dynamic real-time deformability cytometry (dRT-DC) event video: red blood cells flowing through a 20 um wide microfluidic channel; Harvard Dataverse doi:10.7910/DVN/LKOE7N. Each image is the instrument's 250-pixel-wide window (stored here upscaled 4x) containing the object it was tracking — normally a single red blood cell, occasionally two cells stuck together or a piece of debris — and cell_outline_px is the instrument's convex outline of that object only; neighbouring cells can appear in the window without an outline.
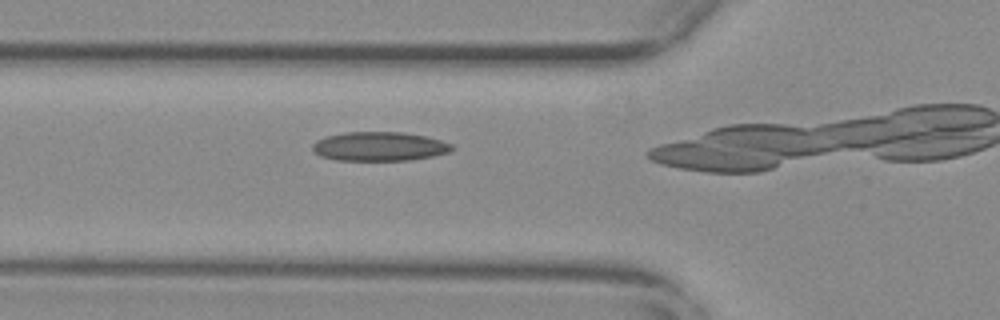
{"species": "common noctule bat (a hibernating species)", "species_latin": "Nyctalus noctula", "temperature_condition": "warm", "stored_images_in_passage": 13, "camera_frame_rate_fps": 3000, "um_per_image_px": 0.085, "animal": {"sex": "female", "body_mass_g": 29.2, "forearm_length_mm": 56.3}, "frame": {"image": 1, "passage_image": 10, "time_ms": 3.0, "image_size_px": [1000, 320], "cell_outline_px": [[456, 148], [448, 152], [432, 156], [412, 160], [336, 160], [320, 156], [312, 148], [312, 144], [316, 140], [328, 136], [344, 132], [404, 132], [428, 136], [452, 144]], "centroid_in_image_um": [32.27, 12.44], "position_along_channel_um": 93.5, "area_um2": 23.7}}